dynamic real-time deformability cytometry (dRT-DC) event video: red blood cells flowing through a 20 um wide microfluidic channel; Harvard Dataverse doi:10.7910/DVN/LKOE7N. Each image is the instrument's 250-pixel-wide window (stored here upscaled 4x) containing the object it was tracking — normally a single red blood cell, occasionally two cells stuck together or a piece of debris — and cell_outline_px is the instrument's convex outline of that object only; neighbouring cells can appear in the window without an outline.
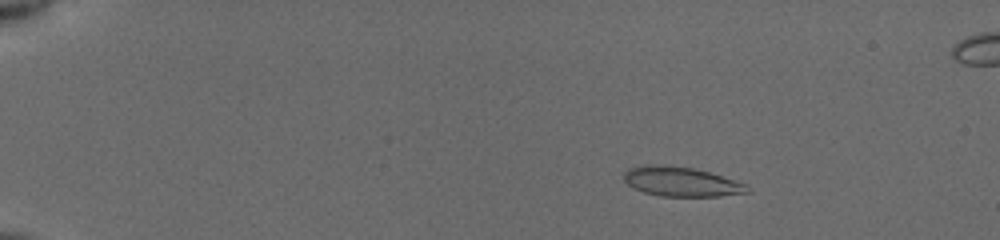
{"species": "common noctule bat (a hibernating species)", "species_latin": "Nyctalus noctula", "temperature_condition": "cold", "stored_images_in_passage": 54, "camera_frame_rate_fps": 3000, "um_per_image_px": 0.085, "animal": {"sex": "female", "body_mass_g": 19.5, "forearm_length_mm": 54.1}, "frame": {"image": 1, "passage_image": 9, "time_ms": 2.667, "image_size_px": [1000, 240], "cell_outline_px": [[752, 192], [720, 196], [660, 196], [644, 192], [628, 184], [624, 180], [624, 172], [628, 168], [644, 164], [664, 164], [692, 168], [708, 172], [748, 184], [752, 188]], "centroid_in_image_um": [57.93, 15.43], "position_along_channel_um": 27.1, "area_um2": 21.39}}
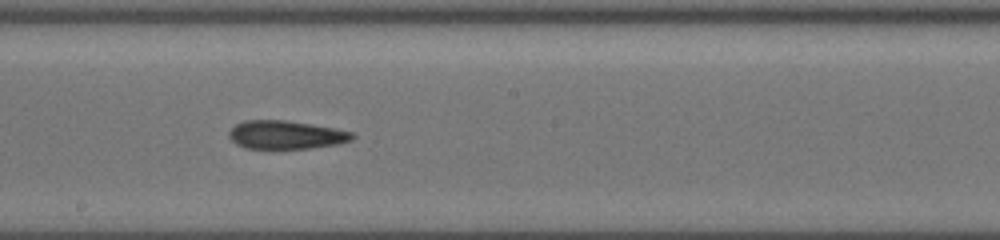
{"frame": {"image": 2, "passage_image": 32, "time_ms": 10.333, "image_size_px": [1000, 240], "cell_outline_px": [[356, 136], [352, 140], [336, 144], [308, 148], [244, 148], [236, 144], [228, 136], [228, 132], [236, 124], [244, 120], [284, 120], [332, 128], [352, 132]], "centroid_in_image_um": [24.26, 11.46], "position_along_channel_um": 223.9, "area_um2": 20.11}}
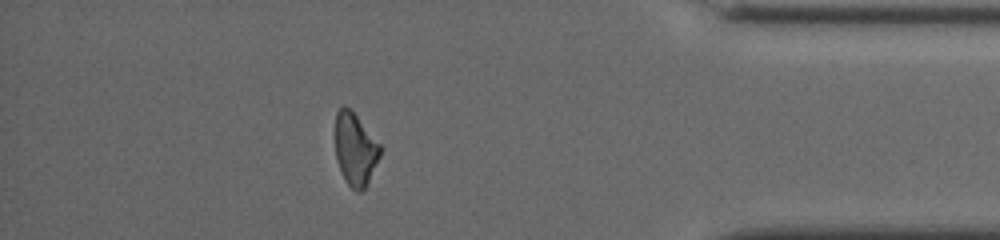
{"frame": {"image": 3, "passage_image": 48, "time_ms": 15.667, "image_size_px": [1000, 240], "cell_outline_px": [[380, 156], [364, 188], [360, 192], [356, 192], [344, 180], [336, 160], [336, 112], [344, 104], [352, 108], [380, 144]], "centroid_in_image_um": [30.18, 12.64], "position_along_channel_um": 405.0, "area_um2": 19.02}, "authors_computed_cell_mechanics": {"area_um2": 20.2878, "velocity_mm_per_s": 3.9344, "shape_relaxation_time_tau1_ms": null, "shape_relaxation_time_tau2_ms": 1.536, "deformation_change_tau1": null, "deformation_change_tau2": 0.0896}}